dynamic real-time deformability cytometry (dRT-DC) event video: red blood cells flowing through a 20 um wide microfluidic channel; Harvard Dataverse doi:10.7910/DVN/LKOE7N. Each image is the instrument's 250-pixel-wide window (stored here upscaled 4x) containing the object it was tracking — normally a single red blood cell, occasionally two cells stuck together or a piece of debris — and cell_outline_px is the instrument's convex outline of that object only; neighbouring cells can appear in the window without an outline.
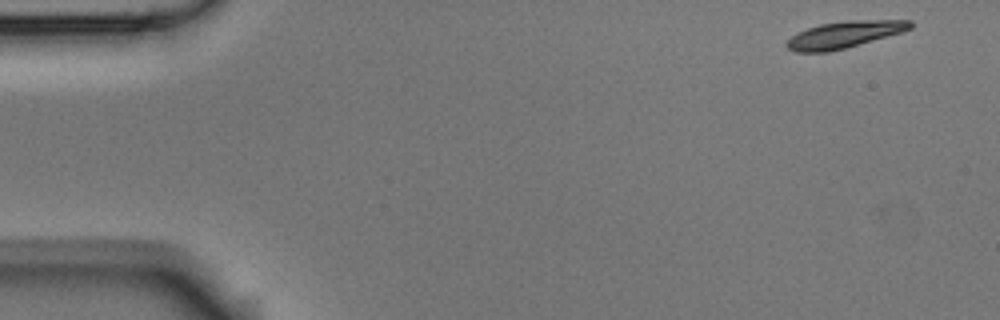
{"species": "Egyptian fruit bat (a non-hibernating species)", "species_latin": "Rousettus aegyptiacus", "temperature_condition": "room temperature", "stored_images_in_passage": 51, "camera_frame_rate_fps": 3000, "um_per_image_px": 0.085, "animal": {"sex": "male"}, "frame": {"image": 1, "passage_image": 1, "time_ms": 0.0, "image_size_px": [1000, 320], "cell_outline_px": [[912, 28], [900, 32], [844, 48], [828, 52], [796, 52], [788, 48], [784, 44], [792, 36], [808, 28], [820, 24], [848, 20], [912, 20]], "centroid_in_image_um": [71.74, 2.93], "position_along_channel_um": 13.3, "area_um2": 18.84}}
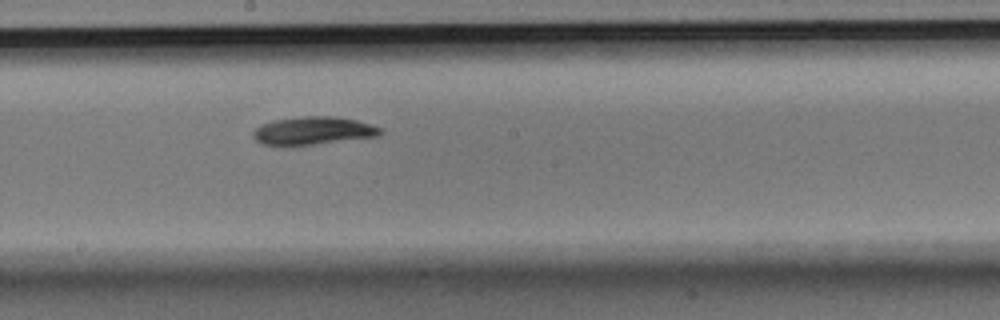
{"frame": {"image": 2, "passage_image": 27, "time_ms": 8.667, "image_size_px": [1000, 320], "cell_outline_px": [[384, 132], [380, 136], [288, 148], [260, 144], [252, 136], [252, 132], [260, 124], [272, 120], [300, 116], [336, 116], [356, 120], [372, 124], [380, 128]], "centroid_in_image_um": [26.57, 11.14], "position_along_channel_um": 221.6, "area_um2": 21.68}}
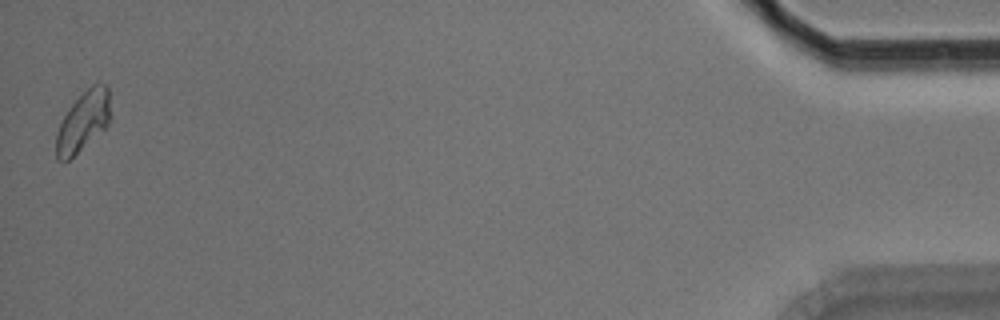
{"frame": {"image": 3, "passage_image": 51, "time_ms": 16.667, "image_size_px": [1000, 320], "cell_outline_px": [[112, 116], [108, 124], [104, 128], [64, 164], [56, 160], [56, 132], [64, 116], [72, 104], [92, 84], [104, 84], [108, 88]], "centroid_in_image_um": [7.07, 10.34], "position_along_channel_um": 428.1, "area_um2": 18.84}, "authors_computed_cell_mechanics": {"area_um2": 19.5364, "velocity_mm_per_s": 3.7268, "shape_relaxation_time_tau1_ms": 2.687, "shape_relaxation_time_tau2_ms": null, "deformation_change_tau1": 0.1042, "deformation_change_tau2": null}}